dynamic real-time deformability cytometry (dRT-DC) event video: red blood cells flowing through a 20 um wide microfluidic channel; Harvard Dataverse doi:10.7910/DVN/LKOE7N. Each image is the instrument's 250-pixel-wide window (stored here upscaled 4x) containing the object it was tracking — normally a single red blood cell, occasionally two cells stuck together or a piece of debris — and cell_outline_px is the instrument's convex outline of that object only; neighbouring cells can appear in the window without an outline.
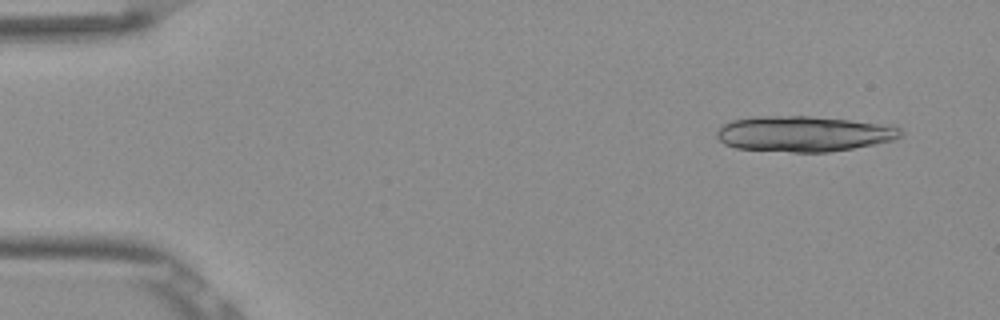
{"species": "Egyptian fruit bat (a non-hibernating species)", "species_latin": "Rousettus aegyptiacus", "temperature_condition": "room temperature", "stored_images_in_passage": 17, "camera_frame_rate_fps": 3000, "um_per_image_px": 0.085, "frame": {"image": 1, "passage_image": 4, "time_ms": 1.0, "image_size_px": [1000, 320], "cell_outline_px": [[904, 132], [896, 140], [876, 144], [828, 152], [792, 152], [736, 148], [724, 144], [716, 136], [716, 132], [720, 124], [732, 120], [756, 116], [812, 116], [892, 124], [900, 128]], "centroid_in_image_um": [68.35, 11.36], "position_along_channel_um": 16.7, "area_um2": 38.61}}